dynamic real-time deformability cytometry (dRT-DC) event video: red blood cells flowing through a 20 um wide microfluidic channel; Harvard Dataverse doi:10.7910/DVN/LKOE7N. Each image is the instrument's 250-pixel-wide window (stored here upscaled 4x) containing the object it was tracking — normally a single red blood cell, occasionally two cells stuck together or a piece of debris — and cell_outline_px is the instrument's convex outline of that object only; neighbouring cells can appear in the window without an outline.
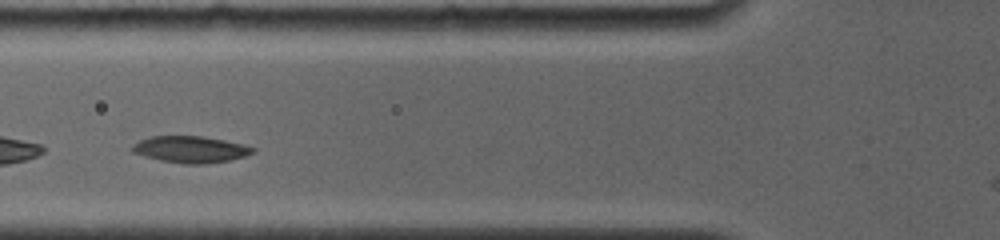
{"species": "common noctule bat (a hibernating species)", "species_latin": "Nyctalus noctula", "temperature_condition": "room temperature", "stored_images_in_passage": 7, "camera_frame_rate_fps": 4000, "um_per_image_px": 0.085, "animal": {"sex": "female", "body_mass_g": 19.0, "forearm_length_mm": 56.7}, "frame": {"image": 1, "passage_image": 3, "time_ms": 1.25, "image_size_px": [1000, 240], "cell_outline_px": [[256, 152], [244, 156], [228, 160], [204, 164], [184, 164], [160, 160], [144, 156], [132, 152], [128, 148], [132, 144], [140, 140], [152, 136], [204, 136], [244, 144], [256, 148]], "centroid_in_image_um": [16.18, 12.69], "position_along_channel_um": 109.6, "area_um2": 18.84}}